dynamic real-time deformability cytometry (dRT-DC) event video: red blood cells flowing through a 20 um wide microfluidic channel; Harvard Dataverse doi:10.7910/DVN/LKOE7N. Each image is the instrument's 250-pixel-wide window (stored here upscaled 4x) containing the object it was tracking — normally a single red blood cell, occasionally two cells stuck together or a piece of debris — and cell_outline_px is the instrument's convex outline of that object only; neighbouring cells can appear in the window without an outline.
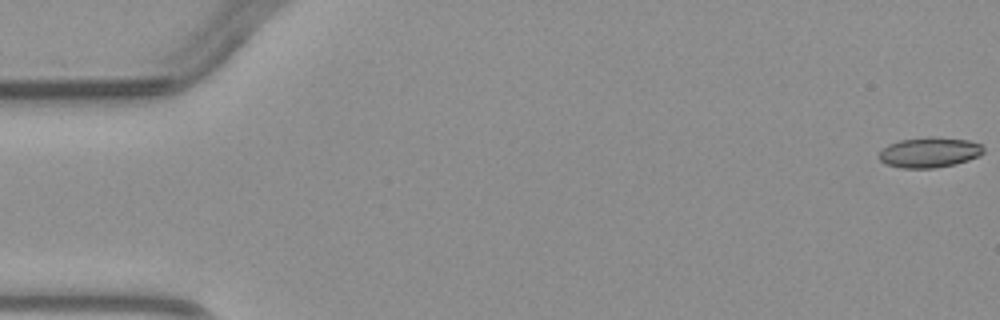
{"species": "common noctule bat (a hibernating species)", "species_latin": "Nyctalus noctula", "temperature_condition": "warm", "stored_images_in_passage": 3, "camera_frame_rate_fps": 3000, "um_per_image_px": 0.085, "animal": {"sex": "male", "body_mass_g": 23.1, "forearm_length_mm": 52.7}, "frame": {"image": 1, "passage_image": 1, "time_ms": 0.0, "image_size_px": [1000, 320], "cell_outline_px": [[984, 152], [980, 156], [956, 164], [932, 168], [900, 168], [884, 164], [880, 160], [880, 152], [888, 144], [900, 140], [968, 140], [984, 144]], "centroid_in_image_um": [79.02, 13.01], "position_along_channel_um": 6.0, "area_um2": 17.63}}